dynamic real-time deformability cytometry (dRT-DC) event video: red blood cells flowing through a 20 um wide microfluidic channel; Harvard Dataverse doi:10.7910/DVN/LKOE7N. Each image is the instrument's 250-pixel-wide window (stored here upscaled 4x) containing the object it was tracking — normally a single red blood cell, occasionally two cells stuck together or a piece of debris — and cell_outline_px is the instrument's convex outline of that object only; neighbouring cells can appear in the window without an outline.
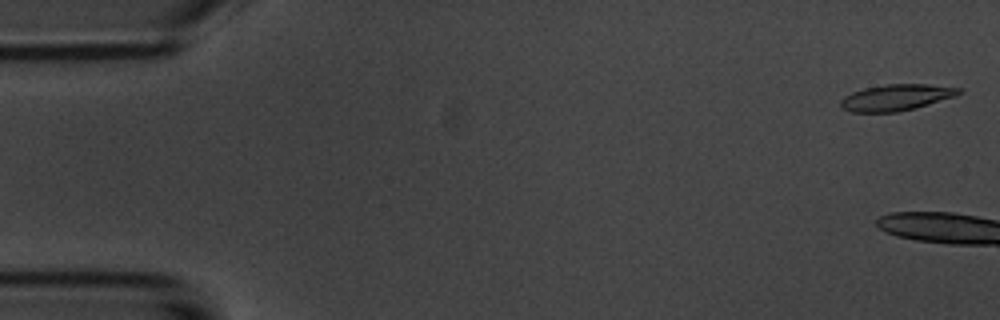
{"species": "common noctule bat (a hibernating species)", "species_latin": "Nyctalus noctula", "temperature_condition": "room temperature", "stored_images_in_passage": 4, "camera_frame_rate_fps": 3000, "um_per_image_px": 0.085, "animal": {"sex": "male", "body_mass_g": 20.1, "forearm_length_mm": 53.5}, "frame": {"image": 1, "passage_image": 1, "time_ms": 0.0, "image_size_px": [1000, 320], "cell_outline_px": [[964, 88], [956, 96], [912, 108], [896, 112], [852, 112], [844, 108], [840, 104], [840, 100], [844, 96], [852, 92], [864, 88], [888, 84], [928, 84]], "centroid_in_image_um": [76.18, 8.27], "position_along_channel_um": 8.8, "area_um2": 17.86}}